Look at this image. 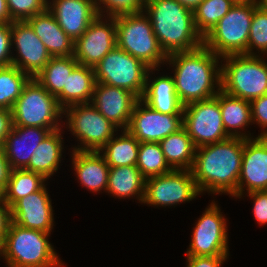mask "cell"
<instances>
[{
	"label": "cell",
	"mask_w": 267,
	"mask_h": 267,
	"mask_svg": "<svg viewBox=\"0 0 267 267\" xmlns=\"http://www.w3.org/2000/svg\"><path fill=\"white\" fill-rule=\"evenodd\" d=\"M11 44L18 52L11 65L34 78L52 57L30 24L25 21L11 22Z\"/></svg>",
	"instance_id": "2e32d148"
},
{
	"label": "cell",
	"mask_w": 267,
	"mask_h": 267,
	"mask_svg": "<svg viewBox=\"0 0 267 267\" xmlns=\"http://www.w3.org/2000/svg\"><path fill=\"white\" fill-rule=\"evenodd\" d=\"M259 56L240 54L221 57L226 60L221 65V90L248 101L267 94V63Z\"/></svg>",
	"instance_id": "5b68a950"
},
{
	"label": "cell",
	"mask_w": 267,
	"mask_h": 267,
	"mask_svg": "<svg viewBox=\"0 0 267 267\" xmlns=\"http://www.w3.org/2000/svg\"><path fill=\"white\" fill-rule=\"evenodd\" d=\"M219 105L224 129L230 137L253 138L246 132L238 131L252 123L250 101L230 96L220 90Z\"/></svg>",
	"instance_id": "83f0119b"
},
{
	"label": "cell",
	"mask_w": 267,
	"mask_h": 267,
	"mask_svg": "<svg viewBox=\"0 0 267 267\" xmlns=\"http://www.w3.org/2000/svg\"><path fill=\"white\" fill-rule=\"evenodd\" d=\"M146 178L136 165L110 167L107 182V192L115 197H138L143 202Z\"/></svg>",
	"instance_id": "4316f807"
},
{
	"label": "cell",
	"mask_w": 267,
	"mask_h": 267,
	"mask_svg": "<svg viewBox=\"0 0 267 267\" xmlns=\"http://www.w3.org/2000/svg\"><path fill=\"white\" fill-rule=\"evenodd\" d=\"M12 126L60 129L63 109L38 81L31 78L24 86L12 110Z\"/></svg>",
	"instance_id": "ba28073f"
},
{
	"label": "cell",
	"mask_w": 267,
	"mask_h": 267,
	"mask_svg": "<svg viewBox=\"0 0 267 267\" xmlns=\"http://www.w3.org/2000/svg\"><path fill=\"white\" fill-rule=\"evenodd\" d=\"M232 0H202L193 11L197 31L204 37L228 13Z\"/></svg>",
	"instance_id": "e575fe53"
},
{
	"label": "cell",
	"mask_w": 267,
	"mask_h": 267,
	"mask_svg": "<svg viewBox=\"0 0 267 267\" xmlns=\"http://www.w3.org/2000/svg\"><path fill=\"white\" fill-rule=\"evenodd\" d=\"M26 21L52 57L74 55V40L63 31L47 8Z\"/></svg>",
	"instance_id": "7402d4cb"
},
{
	"label": "cell",
	"mask_w": 267,
	"mask_h": 267,
	"mask_svg": "<svg viewBox=\"0 0 267 267\" xmlns=\"http://www.w3.org/2000/svg\"><path fill=\"white\" fill-rule=\"evenodd\" d=\"M95 83L94 68L78 64L69 75L66 87L56 97L59 106L64 109L75 104L90 103Z\"/></svg>",
	"instance_id": "d4e9b609"
},
{
	"label": "cell",
	"mask_w": 267,
	"mask_h": 267,
	"mask_svg": "<svg viewBox=\"0 0 267 267\" xmlns=\"http://www.w3.org/2000/svg\"><path fill=\"white\" fill-rule=\"evenodd\" d=\"M257 5L234 4L203 37V45L219 57L247 55L248 38Z\"/></svg>",
	"instance_id": "52a82bcc"
},
{
	"label": "cell",
	"mask_w": 267,
	"mask_h": 267,
	"mask_svg": "<svg viewBox=\"0 0 267 267\" xmlns=\"http://www.w3.org/2000/svg\"><path fill=\"white\" fill-rule=\"evenodd\" d=\"M12 222L24 228L50 233L53 229V208L46 185L39 191L19 199L12 207Z\"/></svg>",
	"instance_id": "d6986e66"
},
{
	"label": "cell",
	"mask_w": 267,
	"mask_h": 267,
	"mask_svg": "<svg viewBox=\"0 0 267 267\" xmlns=\"http://www.w3.org/2000/svg\"><path fill=\"white\" fill-rule=\"evenodd\" d=\"M31 77L14 65L0 66V108L12 110Z\"/></svg>",
	"instance_id": "d6a6232c"
},
{
	"label": "cell",
	"mask_w": 267,
	"mask_h": 267,
	"mask_svg": "<svg viewBox=\"0 0 267 267\" xmlns=\"http://www.w3.org/2000/svg\"><path fill=\"white\" fill-rule=\"evenodd\" d=\"M234 4L257 5L258 0H232Z\"/></svg>",
	"instance_id": "c3c4849f"
},
{
	"label": "cell",
	"mask_w": 267,
	"mask_h": 267,
	"mask_svg": "<svg viewBox=\"0 0 267 267\" xmlns=\"http://www.w3.org/2000/svg\"><path fill=\"white\" fill-rule=\"evenodd\" d=\"M183 127L196 148L229 138L223 125L219 92L212 98L185 105Z\"/></svg>",
	"instance_id": "8fae6325"
},
{
	"label": "cell",
	"mask_w": 267,
	"mask_h": 267,
	"mask_svg": "<svg viewBox=\"0 0 267 267\" xmlns=\"http://www.w3.org/2000/svg\"><path fill=\"white\" fill-rule=\"evenodd\" d=\"M61 129L51 131L37 146L25 170L39 173L46 179L58 170L63 152Z\"/></svg>",
	"instance_id": "484cf974"
},
{
	"label": "cell",
	"mask_w": 267,
	"mask_h": 267,
	"mask_svg": "<svg viewBox=\"0 0 267 267\" xmlns=\"http://www.w3.org/2000/svg\"><path fill=\"white\" fill-rule=\"evenodd\" d=\"M95 2L99 16H104L103 13L106 12V17H116L143 11L145 0H95Z\"/></svg>",
	"instance_id": "8d00e7d4"
},
{
	"label": "cell",
	"mask_w": 267,
	"mask_h": 267,
	"mask_svg": "<svg viewBox=\"0 0 267 267\" xmlns=\"http://www.w3.org/2000/svg\"><path fill=\"white\" fill-rule=\"evenodd\" d=\"M249 197L253 199V212L255 220L259 224L267 223V191H253L248 193Z\"/></svg>",
	"instance_id": "60d3db41"
},
{
	"label": "cell",
	"mask_w": 267,
	"mask_h": 267,
	"mask_svg": "<svg viewBox=\"0 0 267 267\" xmlns=\"http://www.w3.org/2000/svg\"><path fill=\"white\" fill-rule=\"evenodd\" d=\"M245 189L247 193L267 191V137L244 140L237 198L242 197Z\"/></svg>",
	"instance_id": "e0dca14e"
},
{
	"label": "cell",
	"mask_w": 267,
	"mask_h": 267,
	"mask_svg": "<svg viewBox=\"0 0 267 267\" xmlns=\"http://www.w3.org/2000/svg\"><path fill=\"white\" fill-rule=\"evenodd\" d=\"M244 140L229 137L196 148L191 172L200 193H227L237 198Z\"/></svg>",
	"instance_id": "6da1fadb"
},
{
	"label": "cell",
	"mask_w": 267,
	"mask_h": 267,
	"mask_svg": "<svg viewBox=\"0 0 267 267\" xmlns=\"http://www.w3.org/2000/svg\"><path fill=\"white\" fill-rule=\"evenodd\" d=\"M169 166L176 170H191L196 147L184 127L159 142Z\"/></svg>",
	"instance_id": "f1b7e54d"
},
{
	"label": "cell",
	"mask_w": 267,
	"mask_h": 267,
	"mask_svg": "<svg viewBox=\"0 0 267 267\" xmlns=\"http://www.w3.org/2000/svg\"><path fill=\"white\" fill-rule=\"evenodd\" d=\"M78 64L74 56L51 57L34 79L52 96L57 97L66 87L69 75Z\"/></svg>",
	"instance_id": "f546056e"
},
{
	"label": "cell",
	"mask_w": 267,
	"mask_h": 267,
	"mask_svg": "<svg viewBox=\"0 0 267 267\" xmlns=\"http://www.w3.org/2000/svg\"><path fill=\"white\" fill-rule=\"evenodd\" d=\"M0 256L3 257V242L0 241Z\"/></svg>",
	"instance_id": "f907efd6"
},
{
	"label": "cell",
	"mask_w": 267,
	"mask_h": 267,
	"mask_svg": "<svg viewBox=\"0 0 267 267\" xmlns=\"http://www.w3.org/2000/svg\"><path fill=\"white\" fill-rule=\"evenodd\" d=\"M116 46L138 58L150 68H159L167 55L160 47L150 18L144 11L115 17Z\"/></svg>",
	"instance_id": "8992f818"
},
{
	"label": "cell",
	"mask_w": 267,
	"mask_h": 267,
	"mask_svg": "<svg viewBox=\"0 0 267 267\" xmlns=\"http://www.w3.org/2000/svg\"><path fill=\"white\" fill-rule=\"evenodd\" d=\"M228 255L187 256V267H221Z\"/></svg>",
	"instance_id": "b9f144b4"
},
{
	"label": "cell",
	"mask_w": 267,
	"mask_h": 267,
	"mask_svg": "<svg viewBox=\"0 0 267 267\" xmlns=\"http://www.w3.org/2000/svg\"><path fill=\"white\" fill-rule=\"evenodd\" d=\"M51 233L24 228L13 222L3 242V258L9 267H61L58 258L48 241Z\"/></svg>",
	"instance_id": "277c9868"
},
{
	"label": "cell",
	"mask_w": 267,
	"mask_h": 267,
	"mask_svg": "<svg viewBox=\"0 0 267 267\" xmlns=\"http://www.w3.org/2000/svg\"><path fill=\"white\" fill-rule=\"evenodd\" d=\"M51 131L42 127L12 126L3 143L11 169H24L29 164L34 150Z\"/></svg>",
	"instance_id": "44dd1931"
},
{
	"label": "cell",
	"mask_w": 267,
	"mask_h": 267,
	"mask_svg": "<svg viewBox=\"0 0 267 267\" xmlns=\"http://www.w3.org/2000/svg\"><path fill=\"white\" fill-rule=\"evenodd\" d=\"M11 170L10 164L5 156L3 145H0V194L7 186Z\"/></svg>",
	"instance_id": "f6af8a7d"
},
{
	"label": "cell",
	"mask_w": 267,
	"mask_h": 267,
	"mask_svg": "<svg viewBox=\"0 0 267 267\" xmlns=\"http://www.w3.org/2000/svg\"><path fill=\"white\" fill-rule=\"evenodd\" d=\"M93 68L96 83L122 88L142 98L150 67L138 58L115 46Z\"/></svg>",
	"instance_id": "9c48e42d"
},
{
	"label": "cell",
	"mask_w": 267,
	"mask_h": 267,
	"mask_svg": "<svg viewBox=\"0 0 267 267\" xmlns=\"http://www.w3.org/2000/svg\"><path fill=\"white\" fill-rule=\"evenodd\" d=\"M12 125L11 110L0 108V145H3L5 137L9 134Z\"/></svg>",
	"instance_id": "ee69618b"
},
{
	"label": "cell",
	"mask_w": 267,
	"mask_h": 267,
	"mask_svg": "<svg viewBox=\"0 0 267 267\" xmlns=\"http://www.w3.org/2000/svg\"><path fill=\"white\" fill-rule=\"evenodd\" d=\"M47 179L36 172L12 169L5 190L0 194L11 208L19 199L39 191Z\"/></svg>",
	"instance_id": "1f68e13d"
},
{
	"label": "cell",
	"mask_w": 267,
	"mask_h": 267,
	"mask_svg": "<svg viewBox=\"0 0 267 267\" xmlns=\"http://www.w3.org/2000/svg\"><path fill=\"white\" fill-rule=\"evenodd\" d=\"M220 58L204 45L193 51L167 56L166 63L174 67L176 94L184 106L218 94L221 90Z\"/></svg>",
	"instance_id": "7a4b0ae2"
},
{
	"label": "cell",
	"mask_w": 267,
	"mask_h": 267,
	"mask_svg": "<svg viewBox=\"0 0 267 267\" xmlns=\"http://www.w3.org/2000/svg\"><path fill=\"white\" fill-rule=\"evenodd\" d=\"M97 16L74 41V57L81 65L94 67L116 46L115 17Z\"/></svg>",
	"instance_id": "9a60e30c"
},
{
	"label": "cell",
	"mask_w": 267,
	"mask_h": 267,
	"mask_svg": "<svg viewBox=\"0 0 267 267\" xmlns=\"http://www.w3.org/2000/svg\"><path fill=\"white\" fill-rule=\"evenodd\" d=\"M140 142L127 130L112 137L99 151L109 167L136 165ZM102 151V152H101Z\"/></svg>",
	"instance_id": "4dcf8cb0"
},
{
	"label": "cell",
	"mask_w": 267,
	"mask_h": 267,
	"mask_svg": "<svg viewBox=\"0 0 267 267\" xmlns=\"http://www.w3.org/2000/svg\"><path fill=\"white\" fill-rule=\"evenodd\" d=\"M220 211L213 201L205 209L196 222V227H193L192 240L186 256L229 255L226 219Z\"/></svg>",
	"instance_id": "4fadbf2b"
},
{
	"label": "cell",
	"mask_w": 267,
	"mask_h": 267,
	"mask_svg": "<svg viewBox=\"0 0 267 267\" xmlns=\"http://www.w3.org/2000/svg\"><path fill=\"white\" fill-rule=\"evenodd\" d=\"M191 170H176L146 179L144 204L172 206L191 201L200 195Z\"/></svg>",
	"instance_id": "7c38bea8"
},
{
	"label": "cell",
	"mask_w": 267,
	"mask_h": 267,
	"mask_svg": "<svg viewBox=\"0 0 267 267\" xmlns=\"http://www.w3.org/2000/svg\"><path fill=\"white\" fill-rule=\"evenodd\" d=\"M180 4L194 11L202 0H177Z\"/></svg>",
	"instance_id": "7dc6e473"
},
{
	"label": "cell",
	"mask_w": 267,
	"mask_h": 267,
	"mask_svg": "<svg viewBox=\"0 0 267 267\" xmlns=\"http://www.w3.org/2000/svg\"><path fill=\"white\" fill-rule=\"evenodd\" d=\"M139 99L130 91L95 83L91 104L118 128L127 129L135 103Z\"/></svg>",
	"instance_id": "ac0fdd59"
},
{
	"label": "cell",
	"mask_w": 267,
	"mask_h": 267,
	"mask_svg": "<svg viewBox=\"0 0 267 267\" xmlns=\"http://www.w3.org/2000/svg\"><path fill=\"white\" fill-rule=\"evenodd\" d=\"M47 9L59 26L74 41L81 37L98 16L95 0H52Z\"/></svg>",
	"instance_id": "ffe728a7"
},
{
	"label": "cell",
	"mask_w": 267,
	"mask_h": 267,
	"mask_svg": "<svg viewBox=\"0 0 267 267\" xmlns=\"http://www.w3.org/2000/svg\"><path fill=\"white\" fill-rule=\"evenodd\" d=\"M72 164L81 185L92 192L107 190L109 166L100 151L72 150Z\"/></svg>",
	"instance_id": "cb8c5ba5"
},
{
	"label": "cell",
	"mask_w": 267,
	"mask_h": 267,
	"mask_svg": "<svg viewBox=\"0 0 267 267\" xmlns=\"http://www.w3.org/2000/svg\"><path fill=\"white\" fill-rule=\"evenodd\" d=\"M63 114H66L69 131L81 142L73 150L99 151L118 131V127L90 103L71 105L63 109Z\"/></svg>",
	"instance_id": "30bf717a"
},
{
	"label": "cell",
	"mask_w": 267,
	"mask_h": 267,
	"mask_svg": "<svg viewBox=\"0 0 267 267\" xmlns=\"http://www.w3.org/2000/svg\"><path fill=\"white\" fill-rule=\"evenodd\" d=\"M183 127V115L163 114L139 99L133 108L127 130L139 142L159 143Z\"/></svg>",
	"instance_id": "5bb4252c"
},
{
	"label": "cell",
	"mask_w": 267,
	"mask_h": 267,
	"mask_svg": "<svg viewBox=\"0 0 267 267\" xmlns=\"http://www.w3.org/2000/svg\"><path fill=\"white\" fill-rule=\"evenodd\" d=\"M11 223V208L0 196V241L4 242Z\"/></svg>",
	"instance_id": "7bdbcfd3"
},
{
	"label": "cell",
	"mask_w": 267,
	"mask_h": 267,
	"mask_svg": "<svg viewBox=\"0 0 267 267\" xmlns=\"http://www.w3.org/2000/svg\"><path fill=\"white\" fill-rule=\"evenodd\" d=\"M252 123L266 128L258 137H267V94L250 101Z\"/></svg>",
	"instance_id": "f35d334b"
},
{
	"label": "cell",
	"mask_w": 267,
	"mask_h": 267,
	"mask_svg": "<svg viewBox=\"0 0 267 267\" xmlns=\"http://www.w3.org/2000/svg\"><path fill=\"white\" fill-rule=\"evenodd\" d=\"M257 7L267 11V0H258Z\"/></svg>",
	"instance_id": "681fc988"
},
{
	"label": "cell",
	"mask_w": 267,
	"mask_h": 267,
	"mask_svg": "<svg viewBox=\"0 0 267 267\" xmlns=\"http://www.w3.org/2000/svg\"><path fill=\"white\" fill-rule=\"evenodd\" d=\"M143 11L150 18L153 32L167 56L193 51L203 45L193 11L177 0H145Z\"/></svg>",
	"instance_id": "3957f363"
},
{
	"label": "cell",
	"mask_w": 267,
	"mask_h": 267,
	"mask_svg": "<svg viewBox=\"0 0 267 267\" xmlns=\"http://www.w3.org/2000/svg\"><path fill=\"white\" fill-rule=\"evenodd\" d=\"M11 23H0V66L12 63Z\"/></svg>",
	"instance_id": "ab89813d"
},
{
	"label": "cell",
	"mask_w": 267,
	"mask_h": 267,
	"mask_svg": "<svg viewBox=\"0 0 267 267\" xmlns=\"http://www.w3.org/2000/svg\"><path fill=\"white\" fill-rule=\"evenodd\" d=\"M258 50L263 55L267 53V11L256 7L250 26L248 38L247 55L257 56L253 49Z\"/></svg>",
	"instance_id": "d590c367"
},
{
	"label": "cell",
	"mask_w": 267,
	"mask_h": 267,
	"mask_svg": "<svg viewBox=\"0 0 267 267\" xmlns=\"http://www.w3.org/2000/svg\"><path fill=\"white\" fill-rule=\"evenodd\" d=\"M151 70V71H150ZM156 68H150L146 77V87L141 100L150 108L163 114L183 115L184 105L180 102L175 90L173 76H159L152 81L149 73Z\"/></svg>",
	"instance_id": "603a6c76"
},
{
	"label": "cell",
	"mask_w": 267,
	"mask_h": 267,
	"mask_svg": "<svg viewBox=\"0 0 267 267\" xmlns=\"http://www.w3.org/2000/svg\"><path fill=\"white\" fill-rule=\"evenodd\" d=\"M12 21L7 8V1L0 0V23H11Z\"/></svg>",
	"instance_id": "bcb514c9"
},
{
	"label": "cell",
	"mask_w": 267,
	"mask_h": 267,
	"mask_svg": "<svg viewBox=\"0 0 267 267\" xmlns=\"http://www.w3.org/2000/svg\"><path fill=\"white\" fill-rule=\"evenodd\" d=\"M136 167L147 179L171 172L159 143L140 142Z\"/></svg>",
	"instance_id": "836d02e7"
},
{
	"label": "cell",
	"mask_w": 267,
	"mask_h": 267,
	"mask_svg": "<svg viewBox=\"0 0 267 267\" xmlns=\"http://www.w3.org/2000/svg\"><path fill=\"white\" fill-rule=\"evenodd\" d=\"M13 21H25L47 8L48 0H6Z\"/></svg>",
	"instance_id": "74e56055"
}]
</instances>
